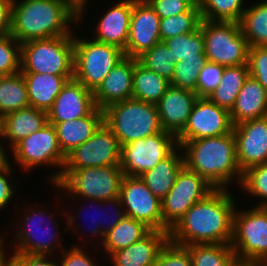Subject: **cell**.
Wrapping results in <instances>:
<instances>
[{
    "label": "cell",
    "mask_w": 267,
    "mask_h": 266,
    "mask_svg": "<svg viewBox=\"0 0 267 266\" xmlns=\"http://www.w3.org/2000/svg\"><path fill=\"white\" fill-rule=\"evenodd\" d=\"M202 21L200 5H195L190 11L160 19L161 41L169 38L195 32Z\"/></svg>",
    "instance_id": "obj_38"
},
{
    "label": "cell",
    "mask_w": 267,
    "mask_h": 266,
    "mask_svg": "<svg viewBox=\"0 0 267 266\" xmlns=\"http://www.w3.org/2000/svg\"><path fill=\"white\" fill-rule=\"evenodd\" d=\"M13 0H0V36L11 34Z\"/></svg>",
    "instance_id": "obj_51"
},
{
    "label": "cell",
    "mask_w": 267,
    "mask_h": 266,
    "mask_svg": "<svg viewBox=\"0 0 267 266\" xmlns=\"http://www.w3.org/2000/svg\"><path fill=\"white\" fill-rule=\"evenodd\" d=\"M237 162L242 172L267 162V116L233 126Z\"/></svg>",
    "instance_id": "obj_18"
},
{
    "label": "cell",
    "mask_w": 267,
    "mask_h": 266,
    "mask_svg": "<svg viewBox=\"0 0 267 266\" xmlns=\"http://www.w3.org/2000/svg\"><path fill=\"white\" fill-rule=\"evenodd\" d=\"M208 62L206 55L200 60H182L175 64L171 86L196 93L199 70Z\"/></svg>",
    "instance_id": "obj_41"
},
{
    "label": "cell",
    "mask_w": 267,
    "mask_h": 266,
    "mask_svg": "<svg viewBox=\"0 0 267 266\" xmlns=\"http://www.w3.org/2000/svg\"><path fill=\"white\" fill-rule=\"evenodd\" d=\"M78 27V12L66 0H13L11 35L21 44L74 35Z\"/></svg>",
    "instance_id": "obj_2"
},
{
    "label": "cell",
    "mask_w": 267,
    "mask_h": 266,
    "mask_svg": "<svg viewBox=\"0 0 267 266\" xmlns=\"http://www.w3.org/2000/svg\"><path fill=\"white\" fill-rule=\"evenodd\" d=\"M168 241L169 231L151 230L141 240L113 252L107 261L111 266H154Z\"/></svg>",
    "instance_id": "obj_23"
},
{
    "label": "cell",
    "mask_w": 267,
    "mask_h": 266,
    "mask_svg": "<svg viewBox=\"0 0 267 266\" xmlns=\"http://www.w3.org/2000/svg\"><path fill=\"white\" fill-rule=\"evenodd\" d=\"M179 147L177 136L163 131L121 146L120 168L124 175L141 176Z\"/></svg>",
    "instance_id": "obj_13"
},
{
    "label": "cell",
    "mask_w": 267,
    "mask_h": 266,
    "mask_svg": "<svg viewBox=\"0 0 267 266\" xmlns=\"http://www.w3.org/2000/svg\"><path fill=\"white\" fill-rule=\"evenodd\" d=\"M47 122V112L30 106L0 118V133L9 152L19 141L40 130Z\"/></svg>",
    "instance_id": "obj_24"
},
{
    "label": "cell",
    "mask_w": 267,
    "mask_h": 266,
    "mask_svg": "<svg viewBox=\"0 0 267 266\" xmlns=\"http://www.w3.org/2000/svg\"><path fill=\"white\" fill-rule=\"evenodd\" d=\"M239 21L249 47L267 46V0L249 3Z\"/></svg>",
    "instance_id": "obj_33"
},
{
    "label": "cell",
    "mask_w": 267,
    "mask_h": 266,
    "mask_svg": "<svg viewBox=\"0 0 267 266\" xmlns=\"http://www.w3.org/2000/svg\"><path fill=\"white\" fill-rule=\"evenodd\" d=\"M214 190L203 177L184 165L174 186L162 200L163 231H170L196 202Z\"/></svg>",
    "instance_id": "obj_12"
},
{
    "label": "cell",
    "mask_w": 267,
    "mask_h": 266,
    "mask_svg": "<svg viewBox=\"0 0 267 266\" xmlns=\"http://www.w3.org/2000/svg\"><path fill=\"white\" fill-rule=\"evenodd\" d=\"M27 107L29 100L23 73L0 76V118Z\"/></svg>",
    "instance_id": "obj_34"
},
{
    "label": "cell",
    "mask_w": 267,
    "mask_h": 266,
    "mask_svg": "<svg viewBox=\"0 0 267 266\" xmlns=\"http://www.w3.org/2000/svg\"><path fill=\"white\" fill-rule=\"evenodd\" d=\"M21 43L11 34L0 36V75L20 71Z\"/></svg>",
    "instance_id": "obj_42"
},
{
    "label": "cell",
    "mask_w": 267,
    "mask_h": 266,
    "mask_svg": "<svg viewBox=\"0 0 267 266\" xmlns=\"http://www.w3.org/2000/svg\"><path fill=\"white\" fill-rule=\"evenodd\" d=\"M249 77L248 64L225 66L219 86L208 98L219 107L231 111L238 93Z\"/></svg>",
    "instance_id": "obj_32"
},
{
    "label": "cell",
    "mask_w": 267,
    "mask_h": 266,
    "mask_svg": "<svg viewBox=\"0 0 267 266\" xmlns=\"http://www.w3.org/2000/svg\"><path fill=\"white\" fill-rule=\"evenodd\" d=\"M184 165L203 177L215 189L240 185L242 171L237 162L233 131L222 136L189 140L181 146Z\"/></svg>",
    "instance_id": "obj_4"
},
{
    "label": "cell",
    "mask_w": 267,
    "mask_h": 266,
    "mask_svg": "<svg viewBox=\"0 0 267 266\" xmlns=\"http://www.w3.org/2000/svg\"><path fill=\"white\" fill-rule=\"evenodd\" d=\"M170 81L134 58L132 98L156 104L170 87Z\"/></svg>",
    "instance_id": "obj_30"
},
{
    "label": "cell",
    "mask_w": 267,
    "mask_h": 266,
    "mask_svg": "<svg viewBox=\"0 0 267 266\" xmlns=\"http://www.w3.org/2000/svg\"><path fill=\"white\" fill-rule=\"evenodd\" d=\"M0 266H26L14 253L9 250L3 256Z\"/></svg>",
    "instance_id": "obj_54"
},
{
    "label": "cell",
    "mask_w": 267,
    "mask_h": 266,
    "mask_svg": "<svg viewBox=\"0 0 267 266\" xmlns=\"http://www.w3.org/2000/svg\"><path fill=\"white\" fill-rule=\"evenodd\" d=\"M160 19L190 11L196 4L191 0H146Z\"/></svg>",
    "instance_id": "obj_47"
},
{
    "label": "cell",
    "mask_w": 267,
    "mask_h": 266,
    "mask_svg": "<svg viewBox=\"0 0 267 266\" xmlns=\"http://www.w3.org/2000/svg\"><path fill=\"white\" fill-rule=\"evenodd\" d=\"M103 216H107V214H109V218H106L104 219L103 217V224H101V230H102V233L105 235L106 233H108L112 228H114L120 221L123 217L126 216V213H125V209H124V206L122 204V201H121V198L120 196L119 197H116V198H113V199H108V200H105L103 201ZM105 207V208H104ZM111 213V214H110ZM109 219V220H108Z\"/></svg>",
    "instance_id": "obj_49"
},
{
    "label": "cell",
    "mask_w": 267,
    "mask_h": 266,
    "mask_svg": "<svg viewBox=\"0 0 267 266\" xmlns=\"http://www.w3.org/2000/svg\"><path fill=\"white\" fill-rule=\"evenodd\" d=\"M191 257L192 266H231L236 254L230 244H191L184 246Z\"/></svg>",
    "instance_id": "obj_35"
},
{
    "label": "cell",
    "mask_w": 267,
    "mask_h": 266,
    "mask_svg": "<svg viewBox=\"0 0 267 266\" xmlns=\"http://www.w3.org/2000/svg\"><path fill=\"white\" fill-rule=\"evenodd\" d=\"M231 189H215L196 202L169 231V241L180 246L191 244H230L233 213L237 206Z\"/></svg>",
    "instance_id": "obj_1"
},
{
    "label": "cell",
    "mask_w": 267,
    "mask_h": 266,
    "mask_svg": "<svg viewBox=\"0 0 267 266\" xmlns=\"http://www.w3.org/2000/svg\"><path fill=\"white\" fill-rule=\"evenodd\" d=\"M233 131L230 112L213 103L208 97H198L193 105L188 122L177 136L181 146L189 140L222 136Z\"/></svg>",
    "instance_id": "obj_16"
},
{
    "label": "cell",
    "mask_w": 267,
    "mask_h": 266,
    "mask_svg": "<svg viewBox=\"0 0 267 266\" xmlns=\"http://www.w3.org/2000/svg\"><path fill=\"white\" fill-rule=\"evenodd\" d=\"M77 12H78V25L82 26L83 22L86 19V13H88L87 10V4H89V0H66Z\"/></svg>",
    "instance_id": "obj_52"
},
{
    "label": "cell",
    "mask_w": 267,
    "mask_h": 266,
    "mask_svg": "<svg viewBox=\"0 0 267 266\" xmlns=\"http://www.w3.org/2000/svg\"><path fill=\"white\" fill-rule=\"evenodd\" d=\"M20 71L22 73L74 76L73 35L22 43Z\"/></svg>",
    "instance_id": "obj_8"
},
{
    "label": "cell",
    "mask_w": 267,
    "mask_h": 266,
    "mask_svg": "<svg viewBox=\"0 0 267 266\" xmlns=\"http://www.w3.org/2000/svg\"><path fill=\"white\" fill-rule=\"evenodd\" d=\"M262 266H267V262L262 261Z\"/></svg>",
    "instance_id": "obj_58"
},
{
    "label": "cell",
    "mask_w": 267,
    "mask_h": 266,
    "mask_svg": "<svg viewBox=\"0 0 267 266\" xmlns=\"http://www.w3.org/2000/svg\"><path fill=\"white\" fill-rule=\"evenodd\" d=\"M160 17L146 0H132L129 37L124 55L138 58L161 42Z\"/></svg>",
    "instance_id": "obj_17"
},
{
    "label": "cell",
    "mask_w": 267,
    "mask_h": 266,
    "mask_svg": "<svg viewBox=\"0 0 267 266\" xmlns=\"http://www.w3.org/2000/svg\"><path fill=\"white\" fill-rule=\"evenodd\" d=\"M73 244L74 243H72L71 245L72 247H70L69 249H67L66 247L60 254L57 255L59 266H103V265H100V261L98 260L95 261L96 259L95 254L99 256L98 252H100V251H95V250H99V248L93 247L92 250L97 253H94V255L92 256L90 255L89 253L90 251L88 250V248L86 252L84 250V248L86 247L81 246V244H79V241L77 245L76 243L74 245Z\"/></svg>",
    "instance_id": "obj_43"
},
{
    "label": "cell",
    "mask_w": 267,
    "mask_h": 266,
    "mask_svg": "<svg viewBox=\"0 0 267 266\" xmlns=\"http://www.w3.org/2000/svg\"><path fill=\"white\" fill-rule=\"evenodd\" d=\"M104 122V111L95 108L89 115L60 123L54 126L60 149L67 156L75 148L87 141Z\"/></svg>",
    "instance_id": "obj_25"
},
{
    "label": "cell",
    "mask_w": 267,
    "mask_h": 266,
    "mask_svg": "<svg viewBox=\"0 0 267 266\" xmlns=\"http://www.w3.org/2000/svg\"><path fill=\"white\" fill-rule=\"evenodd\" d=\"M114 5L103 12L95 22V29L90 36L92 39L117 46L125 50L129 37L130 20L132 15V0L114 1ZM93 33V34H92Z\"/></svg>",
    "instance_id": "obj_20"
},
{
    "label": "cell",
    "mask_w": 267,
    "mask_h": 266,
    "mask_svg": "<svg viewBox=\"0 0 267 266\" xmlns=\"http://www.w3.org/2000/svg\"><path fill=\"white\" fill-rule=\"evenodd\" d=\"M121 146L112 130L103 122L94 134L66 156L63 169L120 166Z\"/></svg>",
    "instance_id": "obj_14"
},
{
    "label": "cell",
    "mask_w": 267,
    "mask_h": 266,
    "mask_svg": "<svg viewBox=\"0 0 267 266\" xmlns=\"http://www.w3.org/2000/svg\"><path fill=\"white\" fill-rule=\"evenodd\" d=\"M183 166L184 154L179 146L170 156L143 173L140 178L148 189L162 201L174 186L176 176Z\"/></svg>",
    "instance_id": "obj_28"
},
{
    "label": "cell",
    "mask_w": 267,
    "mask_h": 266,
    "mask_svg": "<svg viewBox=\"0 0 267 266\" xmlns=\"http://www.w3.org/2000/svg\"><path fill=\"white\" fill-rule=\"evenodd\" d=\"M265 116H267V90L249 75L230 111L232 124L235 126Z\"/></svg>",
    "instance_id": "obj_26"
},
{
    "label": "cell",
    "mask_w": 267,
    "mask_h": 266,
    "mask_svg": "<svg viewBox=\"0 0 267 266\" xmlns=\"http://www.w3.org/2000/svg\"><path fill=\"white\" fill-rule=\"evenodd\" d=\"M14 165L0 171V211L5 210L8 205L11 206L9 203H12L11 201H13L18 193L16 187L19 184V179L17 180L18 176L14 175L13 170H16V168L13 169Z\"/></svg>",
    "instance_id": "obj_48"
},
{
    "label": "cell",
    "mask_w": 267,
    "mask_h": 266,
    "mask_svg": "<svg viewBox=\"0 0 267 266\" xmlns=\"http://www.w3.org/2000/svg\"><path fill=\"white\" fill-rule=\"evenodd\" d=\"M248 0H203L201 18L209 21L239 23ZM246 4V5H245Z\"/></svg>",
    "instance_id": "obj_37"
},
{
    "label": "cell",
    "mask_w": 267,
    "mask_h": 266,
    "mask_svg": "<svg viewBox=\"0 0 267 266\" xmlns=\"http://www.w3.org/2000/svg\"><path fill=\"white\" fill-rule=\"evenodd\" d=\"M124 174L120 166L63 169L58 182L52 185L65 198L105 201L120 196ZM64 192V193H63ZM71 195V196H70Z\"/></svg>",
    "instance_id": "obj_6"
},
{
    "label": "cell",
    "mask_w": 267,
    "mask_h": 266,
    "mask_svg": "<svg viewBox=\"0 0 267 266\" xmlns=\"http://www.w3.org/2000/svg\"><path fill=\"white\" fill-rule=\"evenodd\" d=\"M2 141H3V138L0 133V171L8 169L12 165L11 163L12 159L10 157V154L12 153L7 152L9 151V149H7L6 145H4L5 141L3 142Z\"/></svg>",
    "instance_id": "obj_53"
},
{
    "label": "cell",
    "mask_w": 267,
    "mask_h": 266,
    "mask_svg": "<svg viewBox=\"0 0 267 266\" xmlns=\"http://www.w3.org/2000/svg\"><path fill=\"white\" fill-rule=\"evenodd\" d=\"M26 266H59L57 256L14 253Z\"/></svg>",
    "instance_id": "obj_50"
},
{
    "label": "cell",
    "mask_w": 267,
    "mask_h": 266,
    "mask_svg": "<svg viewBox=\"0 0 267 266\" xmlns=\"http://www.w3.org/2000/svg\"><path fill=\"white\" fill-rule=\"evenodd\" d=\"M150 231L151 229L144 223L125 216L114 228L105 234L103 243L99 247L100 254L106 255L105 257L108 258L113 252L141 240Z\"/></svg>",
    "instance_id": "obj_29"
},
{
    "label": "cell",
    "mask_w": 267,
    "mask_h": 266,
    "mask_svg": "<svg viewBox=\"0 0 267 266\" xmlns=\"http://www.w3.org/2000/svg\"><path fill=\"white\" fill-rule=\"evenodd\" d=\"M103 111L104 122L120 146L164 131L153 103L131 98L111 104Z\"/></svg>",
    "instance_id": "obj_5"
},
{
    "label": "cell",
    "mask_w": 267,
    "mask_h": 266,
    "mask_svg": "<svg viewBox=\"0 0 267 266\" xmlns=\"http://www.w3.org/2000/svg\"><path fill=\"white\" fill-rule=\"evenodd\" d=\"M225 66L207 62L200 70L196 93L198 97H208L218 86Z\"/></svg>",
    "instance_id": "obj_44"
},
{
    "label": "cell",
    "mask_w": 267,
    "mask_h": 266,
    "mask_svg": "<svg viewBox=\"0 0 267 266\" xmlns=\"http://www.w3.org/2000/svg\"><path fill=\"white\" fill-rule=\"evenodd\" d=\"M241 191L259 200L254 207H267V162L249 167L242 173Z\"/></svg>",
    "instance_id": "obj_39"
},
{
    "label": "cell",
    "mask_w": 267,
    "mask_h": 266,
    "mask_svg": "<svg viewBox=\"0 0 267 266\" xmlns=\"http://www.w3.org/2000/svg\"><path fill=\"white\" fill-rule=\"evenodd\" d=\"M249 75L267 90V46H252L248 52Z\"/></svg>",
    "instance_id": "obj_46"
},
{
    "label": "cell",
    "mask_w": 267,
    "mask_h": 266,
    "mask_svg": "<svg viewBox=\"0 0 267 266\" xmlns=\"http://www.w3.org/2000/svg\"><path fill=\"white\" fill-rule=\"evenodd\" d=\"M154 266H192L188 250L168 241L161 249Z\"/></svg>",
    "instance_id": "obj_45"
},
{
    "label": "cell",
    "mask_w": 267,
    "mask_h": 266,
    "mask_svg": "<svg viewBox=\"0 0 267 266\" xmlns=\"http://www.w3.org/2000/svg\"><path fill=\"white\" fill-rule=\"evenodd\" d=\"M172 58L171 49L161 41L143 53L137 60L146 68L171 81L176 64Z\"/></svg>",
    "instance_id": "obj_40"
},
{
    "label": "cell",
    "mask_w": 267,
    "mask_h": 266,
    "mask_svg": "<svg viewBox=\"0 0 267 266\" xmlns=\"http://www.w3.org/2000/svg\"><path fill=\"white\" fill-rule=\"evenodd\" d=\"M6 237H7V234H5V232H4V235L0 233V262H1L2 258H3V256L8 251L7 250V245H6V240H5Z\"/></svg>",
    "instance_id": "obj_56"
},
{
    "label": "cell",
    "mask_w": 267,
    "mask_h": 266,
    "mask_svg": "<svg viewBox=\"0 0 267 266\" xmlns=\"http://www.w3.org/2000/svg\"><path fill=\"white\" fill-rule=\"evenodd\" d=\"M197 98L193 91L170 85L156 103L163 130L178 136L185 128Z\"/></svg>",
    "instance_id": "obj_21"
},
{
    "label": "cell",
    "mask_w": 267,
    "mask_h": 266,
    "mask_svg": "<svg viewBox=\"0 0 267 266\" xmlns=\"http://www.w3.org/2000/svg\"><path fill=\"white\" fill-rule=\"evenodd\" d=\"M74 32V78L94 92L125 55L117 46ZM82 36V37H80Z\"/></svg>",
    "instance_id": "obj_9"
},
{
    "label": "cell",
    "mask_w": 267,
    "mask_h": 266,
    "mask_svg": "<svg viewBox=\"0 0 267 266\" xmlns=\"http://www.w3.org/2000/svg\"><path fill=\"white\" fill-rule=\"evenodd\" d=\"M120 198L126 216L144 223L151 230L163 231L162 201L148 189L140 176H123Z\"/></svg>",
    "instance_id": "obj_15"
},
{
    "label": "cell",
    "mask_w": 267,
    "mask_h": 266,
    "mask_svg": "<svg viewBox=\"0 0 267 266\" xmlns=\"http://www.w3.org/2000/svg\"><path fill=\"white\" fill-rule=\"evenodd\" d=\"M199 28L208 62L223 66L248 64L249 45L239 23L202 19Z\"/></svg>",
    "instance_id": "obj_10"
},
{
    "label": "cell",
    "mask_w": 267,
    "mask_h": 266,
    "mask_svg": "<svg viewBox=\"0 0 267 266\" xmlns=\"http://www.w3.org/2000/svg\"><path fill=\"white\" fill-rule=\"evenodd\" d=\"M231 266H262V261L235 259Z\"/></svg>",
    "instance_id": "obj_55"
},
{
    "label": "cell",
    "mask_w": 267,
    "mask_h": 266,
    "mask_svg": "<svg viewBox=\"0 0 267 266\" xmlns=\"http://www.w3.org/2000/svg\"><path fill=\"white\" fill-rule=\"evenodd\" d=\"M27 86L29 106L48 112L64 84L74 76L23 73Z\"/></svg>",
    "instance_id": "obj_27"
},
{
    "label": "cell",
    "mask_w": 267,
    "mask_h": 266,
    "mask_svg": "<svg viewBox=\"0 0 267 266\" xmlns=\"http://www.w3.org/2000/svg\"><path fill=\"white\" fill-rule=\"evenodd\" d=\"M134 58L124 56L93 92L97 108L104 110L111 104L132 98Z\"/></svg>",
    "instance_id": "obj_22"
},
{
    "label": "cell",
    "mask_w": 267,
    "mask_h": 266,
    "mask_svg": "<svg viewBox=\"0 0 267 266\" xmlns=\"http://www.w3.org/2000/svg\"><path fill=\"white\" fill-rule=\"evenodd\" d=\"M47 204L48 202L45 204L35 202L29 205L27 202L25 206L21 207L20 204H14L12 209L16 210L17 208V213L15 212L14 215H19L18 220L13 219V222L10 223L9 227L12 231L10 230L7 234L8 236L9 233L11 234V241L5 238L6 243H10L6 245L11 249V253L57 256L66 248L62 241L64 236L59 230L61 225L56 217L62 214H64L62 217H66L65 209L60 214H56L50 210L51 207H48Z\"/></svg>",
    "instance_id": "obj_3"
},
{
    "label": "cell",
    "mask_w": 267,
    "mask_h": 266,
    "mask_svg": "<svg viewBox=\"0 0 267 266\" xmlns=\"http://www.w3.org/2000/svg\"><path fill=\"white\" fill-rule=\"evenodd\" d=\"M96 108L93 92L75 78L69 79L47 112L48 123H60L89 115Z\"/></svg>",
    "instance_id": "obj_19"
},
{
    "label": "cell",
    "mask_w": 267,
    "mask_h": 266,
    "mask_svg": "<svg viewBox=\"0 0 267 266\" xmlns=\"http://www.w3.org/2000/svg\"><path fill=\"white\" fill-rule=\"evenodd\" d=\"M69 200H70V202L68 201V203L65 205V206H70V203H71V201L72 202H74V204H73V206H71L70 208L69 207H67L66 209H68V211L65 209V213H66V218H65V225H66V227H64V233L66 232H69V230H71L69 233H73V236L74 235H77V237L79 236V237H81L82 239H80V243H81V241L83 242V239H84V242L86 243V244H84V242L83 243H81L82 244V246H89L88 244H87V242H86V240H85V238L87 237V239H88V243L90 242V238H95L96 240L97 239H100L99 240V244L98 243H96L95 242V244L96 245H93L94 243L92 242V247L93 246H97V248H99L101 245H102V243H103V240H104V237H105V235L102 233V230H101V224H103V216L101 217V215L103 214V201H100V200H96V199H80V198H70L69 197ZM81 200V201H80ZM85 200L87 201V202H85ZM77 202H79L81 205H79ZM81 202H83L84 204L86 203H89L90 204V206L92 205V207L91 208H95L94 206H96V209H95V211L97 210V212H98V214L97 215H99V217H97L96 215V217L98 218H95V219H97V220H92L93 222H91L92 224V226H90V228H89V230H90V232H88L86 229V232H88V233H90V234H82V231H80L81 229H79L78 228V230H77V227L80 225L78 222L79 221H77L78 220V218H79V220L81 221V219H82V217H81V214H84V213H81L82 211H83V209H84V207H85V205L84 204H82ZM77 203V206L75 205ZM92 203V204H91ZM69 204V205H68ZM96 204V205H95ZM82 205H84V206H82ZM80 206V207H79ZM76 207V208H75ZM89 207V206H88ZM77 210V211H75V210ZM79 209H81V210H79ZM90 209V208H89ZM71 210V211H70ZM85 210H86V208H85ZM84 210V211H85ZM83 211V212H84ZM93 211V210H92ZM74 212H76V213H73ZM87 212H89V211H87ZM71 213V214H70ZM80 213V214H79ZM93 214H95V213H93ZM87 215V214H86ZM88 216V215H87ZM86 217V216H85ZM81 218V219H80ZM88 218V217H87ZM90 218V217H89ZM91 219V218H90ZM94 219V218H93ZM83 221V220H82ZM84 222V221H83ZM82 222V223H83ZM78 223V224H77ZM85 223V222H84ZM77 224V225H76ZM86 225V224H85ZM88 225H90V224H88ZM85 227V226H84ZM88 229V228H87ZM81 232V233H80ZM79 233V234H78ZM81 234L83 235V236H81ZM94 236V237H92V236Z\"/></svg>",
    "instance_id": "obj_31"
},
{
    "label": "cell",
    "mask_w": 267,
    "mask_h": 266,
    "mask_svg": "<svg viewBox=\"0 0 267 266\" xmlns=\"http://www.w3.org/2000/svg\"><path fill=\"white\" fill-rule=\"evenodd\" d=\"M164 42L171 49L172 59L176 63L182 60H200L205 56L204 37L200 28L193 33L181 34Z\"/></svg>",
    "instance_id": "obj_36"
},
{
    "label": "cell",
    "mask_w": 267,
    "mask_h": 266,
    "mask_svg": "<svg viewBox=\"0 0 267 266\" xmlns=\"http://www.w3.org/2000/svg\"><path fill=\"white\" fill-rule=\"evenodd\" d=\"M191 1H193L196 5H200L203 0H191Z\"/></svg>",
    "instance_id": "obj_57"
},
{
    "label": "cell",
    "mask_w": 267,
    "mask_h": 266,
    "mask_svg": "<svg viewBox=\"0 0 267 266\" xmlns=\"http://www.w3.org/2000/svg\"><path fill=\"white\" fill-rule=\"evenodd\" d=\"M11 153L16 167L26 172L25 177L30 176L29 173L37 167L38 169L41 167L57 168L58 170H52V173L46 176L51 188L60 179L66 161V156L60 149L55 128L48 122L40 130L19 141L11 149Z\"/></svg>",
    "instance_id": "obj_7"
},
{
    "label": "cell",
    "mask_w": 267,
    "mask_h": 266,
    "mask_svg": "<svg viewBox=\"0 0 267 266\" xmlns=\"http://www.w3.org/2000/svg\"><path fill=\"white\" fill-rule=\"evenodd\" d=\"M233 213L232 246L237 259L267 262V207L237 208Z\"/></svg>",
    "instance_id": "obj_11"
}]
</instances>
